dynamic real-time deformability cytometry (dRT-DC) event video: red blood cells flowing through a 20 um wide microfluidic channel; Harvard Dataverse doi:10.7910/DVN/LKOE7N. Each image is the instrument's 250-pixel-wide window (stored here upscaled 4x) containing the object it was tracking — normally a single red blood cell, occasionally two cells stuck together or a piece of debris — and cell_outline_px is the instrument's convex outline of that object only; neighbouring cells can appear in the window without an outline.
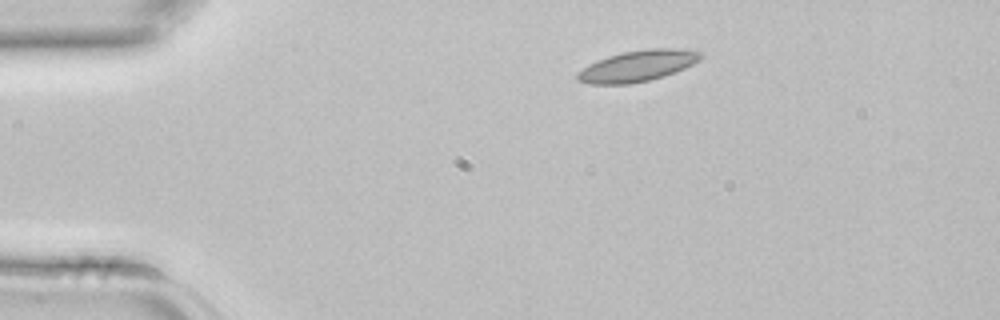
{"species": "common noctule bat (a hibernating species)", "species_latin": "Nyctalus noctula", "temperature_condition": "room temperature", "stored_images_in_passage": 2, "camera_frame_rate_fps": 3000, "um_per_image_px": 0.085, "animal": {"sex": "female", "body_mass_g": 22.7, "forearm_length_mm": 54.2}, "frame": {"image": 1, "passage_image": 1, "time_ms": 0.0, "image_size_px": [1000, 320], "cell_outline_px": [[704, 56], [700, 60], [684, 68], [664, 76], [648, 80], [628, 84], [588, 84], [576, 80], [576, 76], [588, 64], [596, 60], [608, 56], [624, 52], [648, 48], [680, 48], [704, 52]], "centroid_in_image_um": [54.22, 5.59], "position_along_channel_um": 30.8, "area_um2": 22.37}}